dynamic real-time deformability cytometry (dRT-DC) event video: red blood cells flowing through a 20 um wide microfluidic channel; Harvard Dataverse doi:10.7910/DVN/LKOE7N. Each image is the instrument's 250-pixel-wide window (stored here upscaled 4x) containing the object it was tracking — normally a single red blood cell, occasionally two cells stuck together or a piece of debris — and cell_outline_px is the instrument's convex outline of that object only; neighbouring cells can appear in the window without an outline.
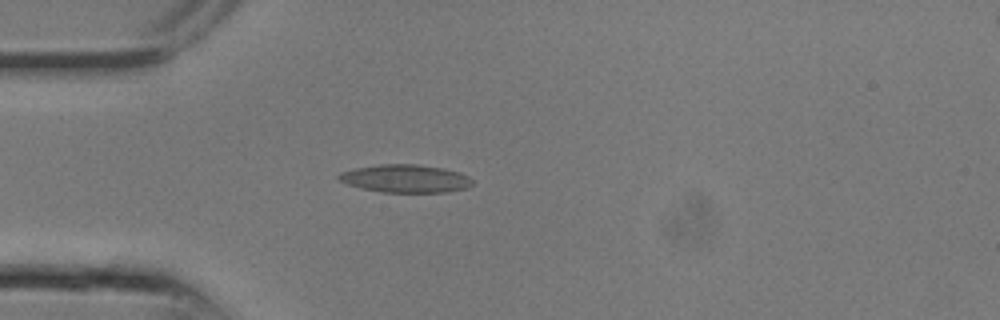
{"species": "common noctule bat (a hibernating species)", "species_latin": "Nyctalus noctula", "temperature_condition": "room temperature", "stored_images_in_passage": 5, "camera_frame_rate_fps": 3000, "um_per_image_px": 0.085, "animal": {"sex": "male", "body_mass_g": 13.3}, "frame": {"image": 1, "passage_image": 3, "time_ms": 0.667, "image_size_px": [1000, 320], "cell_outline_px": [[472, 184], [468, 188], [444, 192], [380, 192], [360, 188], [348, 184], [340, 180], [336, 176], [340, 172], [356, 168], [380, 164], [416, 164], [444, 168], [460, 172], [468, 176], [472, 180]], "centroid_in_image_um": [34.47, 15.18], "position_along_channel_um": 50.5, "area_um2": 21.79}}
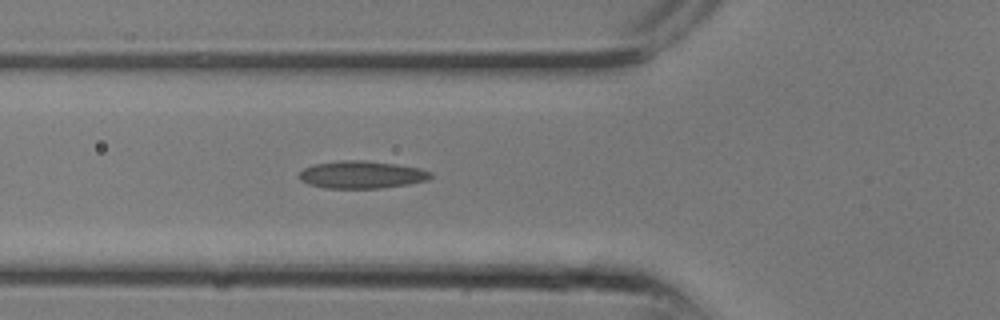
{"frame": {"image": 2, "passage_image": 5, "time_ms": 1.333, "image_size_px": [1000, 320], "cell_outline_px": [[432, 176], [428, 180], [408, 184], [380, 188], [324, 188], [308, 184], [300, 180], [296, 176], [304, 168], [316, 164], [340, 160], [364, 160], [396, 164], [420, 168], [432, 172]], "centroid_in_image_um": [30.73, 14.85], "position_along_channel_um": 95.1, "area_um2": 21.15}}